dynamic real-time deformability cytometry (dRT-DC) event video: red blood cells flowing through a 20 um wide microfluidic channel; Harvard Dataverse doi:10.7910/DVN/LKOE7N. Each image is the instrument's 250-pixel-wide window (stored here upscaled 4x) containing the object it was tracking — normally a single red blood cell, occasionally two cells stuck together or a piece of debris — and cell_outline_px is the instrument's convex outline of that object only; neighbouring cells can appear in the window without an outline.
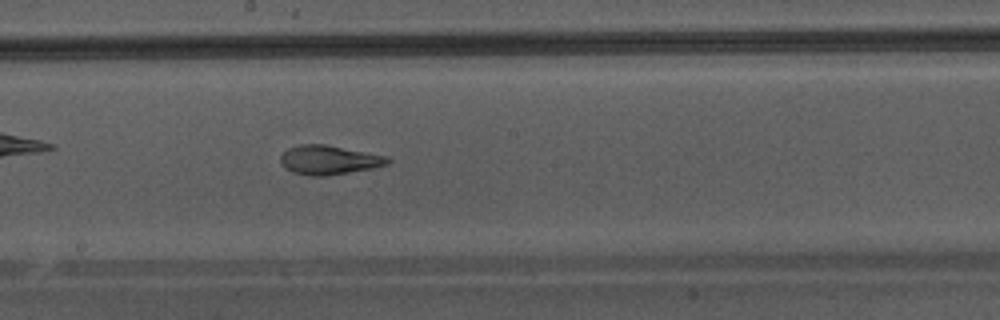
{"species": "Egyptian fruit bat (a non-hibernating species)", "species_latin": "Rousettus aegyptiacus", "temperature_condition": "warm", "stored_images_in_passage": 36, "camera_frame_rate_fps": 3000, "um_per_image_px": 0.085, "animal": {"sex": "male"}, "frame": {"image": 1, "passage_image": 16, "time_ms": 5.0, "image_size_px": [1000, 320], "cell_outline_px": [[392, 160], [388, 164], [372, 168], [324, 176], [308, 176], [292, 172], [284, 168], [280, 160], [280, 156], [288, 148], [300, 144], [324, 144], [388, 156]], "centroid_in_image_um": [27.95, 13.59], "position_along_channel_um": 220.3, "area_um2": 18.21}}